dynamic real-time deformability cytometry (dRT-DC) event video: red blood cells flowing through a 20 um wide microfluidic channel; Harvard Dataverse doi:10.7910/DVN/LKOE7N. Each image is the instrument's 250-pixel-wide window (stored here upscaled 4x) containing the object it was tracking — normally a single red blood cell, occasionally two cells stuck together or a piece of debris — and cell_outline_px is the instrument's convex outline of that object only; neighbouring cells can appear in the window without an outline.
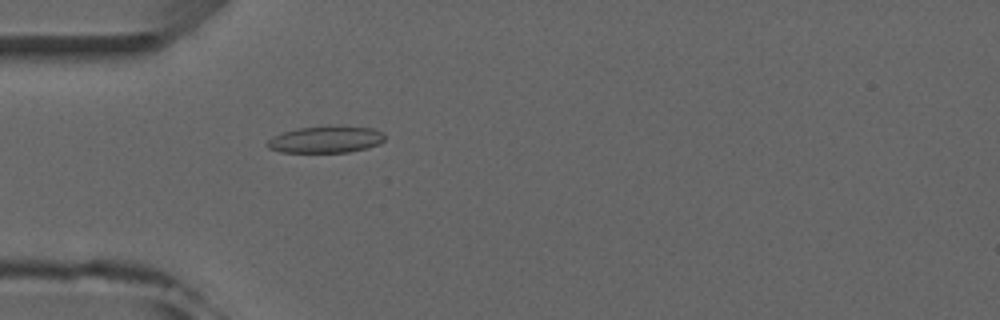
{"species": "common noctule bat (a hibernating species)", "species_latin": "Nyctalus noctula", "temperature_condition": "room temperature", "stored_images_in_passage": 4, "camera_frame_rate_fps": 3000, "um_per_image_px": 0.085, "animal": {"sex": "male", "forearm_length_mm": 52.5}, "frame": {"image": 1, "passage_image": 4, "time_ms": 4.333, "image_size_px": [1000, 320], "cell_outline_px": [[384, 140], [380, 144], [368, 148], [348, 152], [280, 152], [268, 148], [264, 144], [272, 136], [284, 132], [300, 128], [328, 124], [372, 128], [380, 132], [384, 136]], "centroid_in_image_um": [27.68, 11.84], "position_along_channel_um": 57.3, "area_um2": 18.67}}